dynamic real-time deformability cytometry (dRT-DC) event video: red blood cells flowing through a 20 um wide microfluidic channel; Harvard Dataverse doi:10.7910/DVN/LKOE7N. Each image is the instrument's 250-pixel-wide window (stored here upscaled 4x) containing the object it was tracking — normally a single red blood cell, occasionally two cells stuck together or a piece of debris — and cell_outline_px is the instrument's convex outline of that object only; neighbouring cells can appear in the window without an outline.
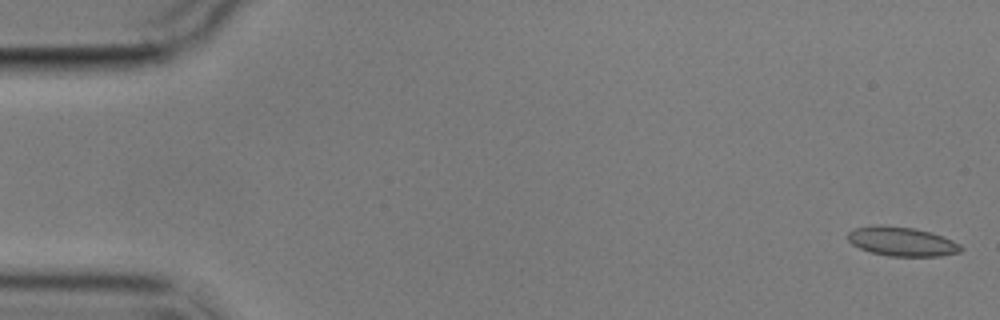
{"species": "common noctule bat (a hibernating species)", "species_latin": "Nyctalus noctula", "temperature_condition": "cold", "stored_images_in_passage": 4, "segment_of_instrument_passage": [2, 2], "camera_frame_rate_fps": 3000, "um_per_image_px": 0.085, "animal": {"sex": "male", "body_mass_g": 17.9}, "frame": {"image": 1, "passage_image": 4, "time_ms": 5.0, "image_size_px": [1000, 320], "cell_outline_px": [[964, 248], [960, 252], [940, 256], [888, 256], [872, 252], [860, 248], [852, 244], [848, 240], [848, 232], [856, 228], [872, 224], [880, 224], [916, 228], [932, 232], [944, 236], [960, 244]], "centroid_in_image_um": [76.67, 20.51], "position_along_channel_um": 8.3, "area_um2": 19.48}}